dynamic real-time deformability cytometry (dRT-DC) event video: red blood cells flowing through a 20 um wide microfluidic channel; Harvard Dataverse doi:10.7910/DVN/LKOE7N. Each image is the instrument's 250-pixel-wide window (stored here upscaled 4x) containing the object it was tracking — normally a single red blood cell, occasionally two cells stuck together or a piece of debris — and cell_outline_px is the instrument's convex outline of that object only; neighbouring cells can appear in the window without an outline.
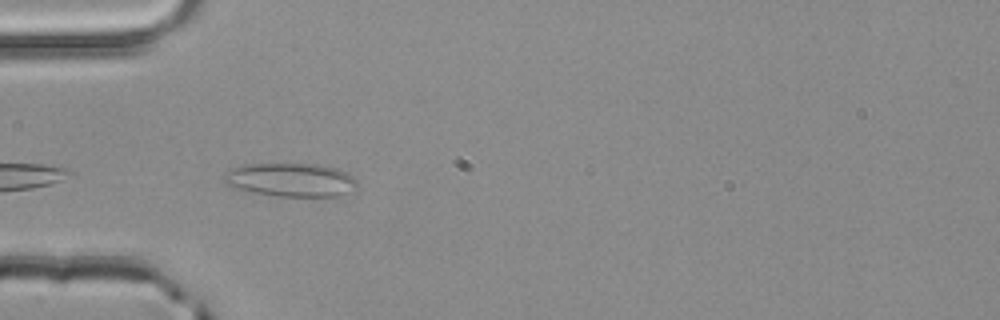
{"species": "common noctule bat (a hibernating species)", "species_latin": "Nyctalus noctula", "temperature_condition": "room temperature", "stored_images_in_passage": 6, "camera_frame_rate_fps": 3000, "um_per_image_px": 0.085, "animal": {"sex": "male", "body_mass_g": 20.4}, "frame": {"image": 1, "passage_image": 2, "time_ms": 0.333, "image_size_px": [1000, 320], "cell_outline_px": [[356, 188], [336, 196], [276, 196], [256, 192], [240, 188], [228, 184], [220, 180], [224, 172], [232, 168], [248, 164], [320, 164], [336, 168], [352, 176], [356, 180]], "centroid_in_image_um": [24.7, 15.27], "position_along_channel_um": 60.3, "area_um2": 25.72}}